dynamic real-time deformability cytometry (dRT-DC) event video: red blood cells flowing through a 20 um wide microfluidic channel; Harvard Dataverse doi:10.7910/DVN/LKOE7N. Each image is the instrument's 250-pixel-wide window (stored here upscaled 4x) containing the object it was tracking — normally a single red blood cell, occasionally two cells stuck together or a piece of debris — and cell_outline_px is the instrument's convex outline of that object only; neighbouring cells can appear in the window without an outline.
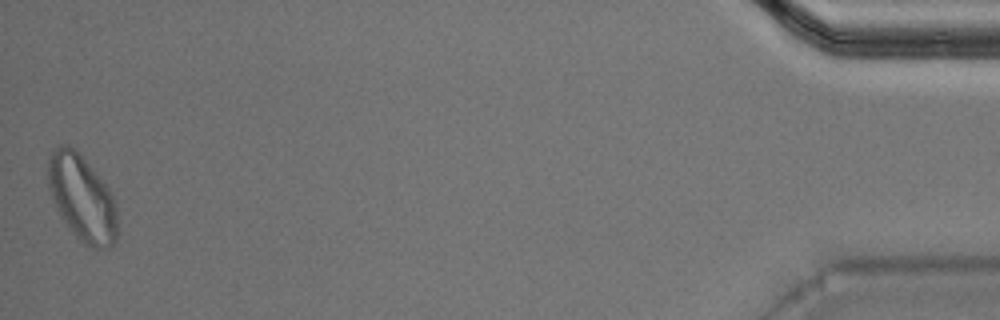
{"species": "Egyptian fruit bat (a non-hibernating species)", "species_latin": "Rousettus aegyptiacus", "temperature_condition": "warm", "stored_images_in_passage": 48, "segment_of_instrument_passage": [2, 2], "camera_frame_rate_fps": 3000, "um_per_image_px": 0.085, "animal": {"sex": "male"}, "frame": {"image": 1, "passage_image": 48, "time_ms": 15.667, "image_size_px": [1000, 320], "cell_outline_px": [[116, 240], [108, 248], [96, 248], [84, 244], [72, 232], [60, 216], [52, 200], [48, 188], [48, 160], [52, 152], [60, 144], [68, 144], [96, 172], [108, 188], [112, 196], [116, 208]], "centroid_in_image_um": [6.94, 16.85], "position_along_channel_um": 428.3, "area_um2": 34.28}}